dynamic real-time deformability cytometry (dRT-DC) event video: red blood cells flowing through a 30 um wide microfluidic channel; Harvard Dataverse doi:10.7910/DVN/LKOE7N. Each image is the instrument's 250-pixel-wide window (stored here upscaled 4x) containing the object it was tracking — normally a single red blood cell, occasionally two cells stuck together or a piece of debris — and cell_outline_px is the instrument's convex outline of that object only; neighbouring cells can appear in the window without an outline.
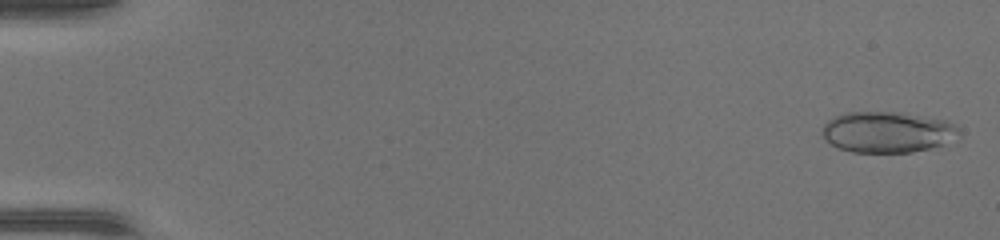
{"species": "common noctule bat (a hibernating species)", "species_latin": "Nyctalus noctula", "temperature_condition": "warm", "stored_images_in_passage": 48, "camera_frame_rate_fps": 3000, "um_per_image_px": 0.085, "animal": {"sex": "female", "body_mass_g": 17.0, "forearm_length_mm": 48.0}, "frame": {"image": 1, "passage_image": 2, "time_ms": 0.333, "image_size_px": [1000, 240], "cell_outline_px": [[960, 132], [944, 144], [912, 152], [852, 152], [840, 148], [824, 140], [824, 124], [828, 120], [844, 112], [904, 112], [948, 120], [956, 124]], "centroid_in_image_um": [75.44, 11.21], "position_along_channel_um": 9.6, "area_um2": 32.6}}
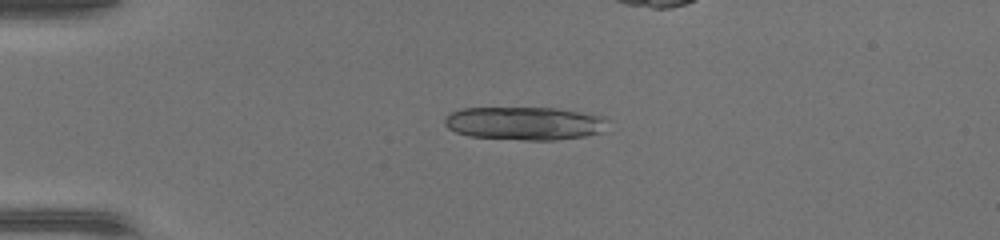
{"frame": {"image": 2, "passage_image": 13, "time_ms": 4.0, "image_size_px": [1000, 240], "cell_outline_px": [[608, 120], [604, 132], [584, 136], [556, 140], [524, 140], [468, 136], [456, 132], [448, 128], [444, 124], [444, 116], [460, 108], [556, 108], [604, 116]], "centroid_in_image_um": [44.59, 10.48], "position_along_channel_um": 40.4, "area_um2": 31.79}, "authors_computed_cell_mechanics": {"area_um2": 25.2875, "velocity_mm_per_s": 4.3677, "shape_relaxation_time_tau1_ms": 5.8104, "shape_relaxation_time_tau2_ms": null, "deformation_change_tau1": 0.2066, "deformation_change_tau2": null}}